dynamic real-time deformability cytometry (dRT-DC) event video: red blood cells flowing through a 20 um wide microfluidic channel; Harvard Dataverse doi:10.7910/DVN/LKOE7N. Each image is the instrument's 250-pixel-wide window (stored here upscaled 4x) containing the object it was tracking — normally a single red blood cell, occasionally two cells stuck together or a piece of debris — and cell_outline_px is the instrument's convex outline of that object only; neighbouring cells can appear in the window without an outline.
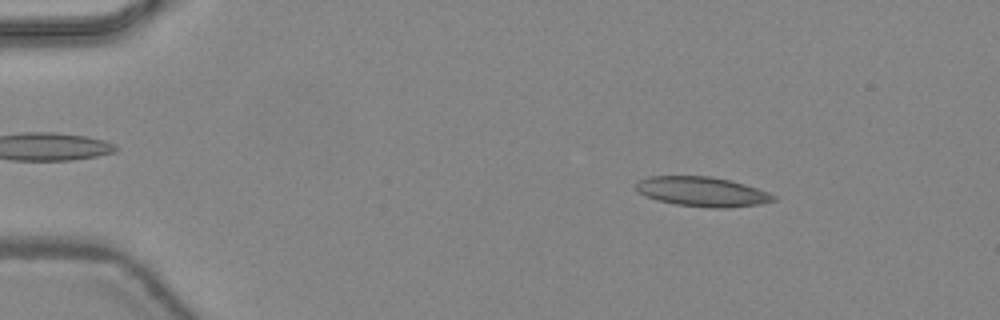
{"species": "common noctule bat (a hibernating species)", "species_latin": "Nyctalus noctula", "temperature_condition": "warm", "stored_images_in_passage": 46, "camera_frame_rate_fps": 3000, "um_per_image_px": 0.085, "animal": {"sex": "female", "body_mass_g": 24.6, "forearm_length_mm": 56.2}, "frame": {"image": 1, "passage_image": 7, "time_ms": 2.0, "image_size_px": [1000, 320], "cell_outline_px": [[776, 200], [760, 204], [724, 208], [712, 208], [676, 204], [656, 200], [644, 196], [636, 188], [636, 184], [640, 180], [648, 176], [712, 176], [732, 180], [768, 192], [776, 196]], "centroid_in_image_um": [59.69, 16.29], "position_along_channel_um": 25.3, "area_um2": 23.76}}
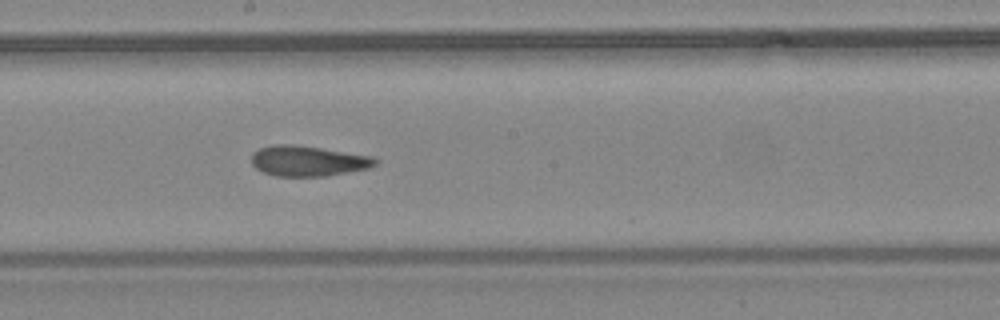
{"frame": {"image": 2, "passage_image": 26, "time_ms": 8.333, "image_size_px": [1000, 320], "cell_outline_px": [[380, 160], [376, 164], [368, 168], [324, 176], [276, 176], [264, 172], [256, 168], [252, 164], [252, 152], [260, 148], [272, 144], [292, 144], [320, 148], [372, 156]], "centroid_in_image_um": [26.16, 13.67], "position_along_channel_um": 222.0, "area_um2": 21.79}}
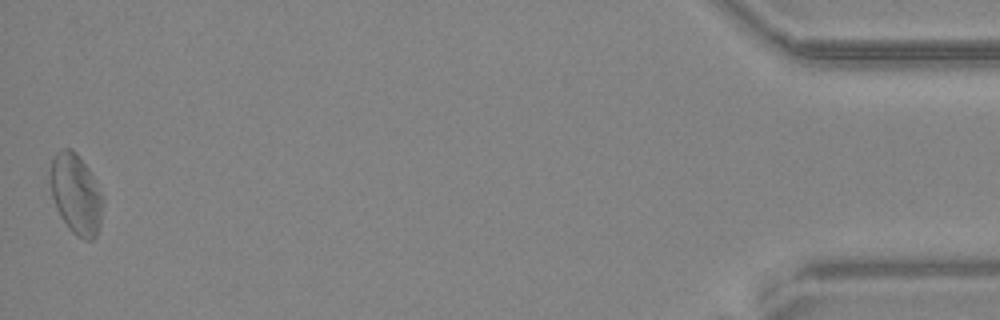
{"frame": {"image": 3, "passage_image": 46, "time_ms": 15.0, "image_size_px": [1000, 320], "cell_outline_px": [[104, 200], [100, 228], [96, 236], [92, 240], [84, 240], [76, 236], [68, 228], [60, 216], [56, 208], [52, 196], [52, 160], [56, 152], [60, 148], [72, 148], [76, 152], [88, 168]], "centroid_in_image_um": [6.49, 16.54], "position_along_channel_um": 428.7, "area_um2": 24.45}, "authors_computed_cell_mechanics": {"area_um2": 22.6576, "velocity_mm_per_s": 4.4453, "shape_relaxation_time_tau1_ms": null, "shape_relaxation_time_tau2_ms": 3.6933, "deformation_change_tau1": null, "deformation_change_tau2": 0.1182}}